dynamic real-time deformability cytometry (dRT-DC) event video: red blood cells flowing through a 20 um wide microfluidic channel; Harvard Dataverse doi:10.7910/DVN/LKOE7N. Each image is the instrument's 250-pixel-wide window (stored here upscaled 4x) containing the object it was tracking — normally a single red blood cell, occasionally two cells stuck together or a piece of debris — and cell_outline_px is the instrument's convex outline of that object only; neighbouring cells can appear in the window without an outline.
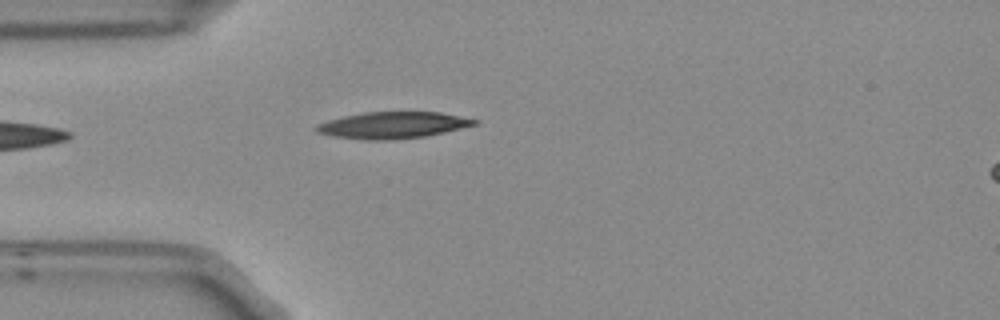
{"species": "Egyptian fruit bat (a non-hibernating species)", "species_latin": "Rousettus aegyptiacus", "temperature_condition": "room temperature", "stored_images_in_passage": 4, "camera_frame_rate_fps": 3000, "um_per_image_px": 0.085, "frame": {"image": 1, "passage_image": 4, "time_ms": 1.0, "image_size_px": [1000, 320], "cell_outline_px": [[480, 120], [476, 124], [444, 132], [424, 136], [392, 140], [364, 140], [332, 136], [316, 132], [312, 128], [316, 124], [328, 120], [344, 116], [364, 112], [440, 112]], "centroid_in_image_um": [33.32, 10.64], "position_along_channel_um": 51.7, "area_um2": 24.51}}